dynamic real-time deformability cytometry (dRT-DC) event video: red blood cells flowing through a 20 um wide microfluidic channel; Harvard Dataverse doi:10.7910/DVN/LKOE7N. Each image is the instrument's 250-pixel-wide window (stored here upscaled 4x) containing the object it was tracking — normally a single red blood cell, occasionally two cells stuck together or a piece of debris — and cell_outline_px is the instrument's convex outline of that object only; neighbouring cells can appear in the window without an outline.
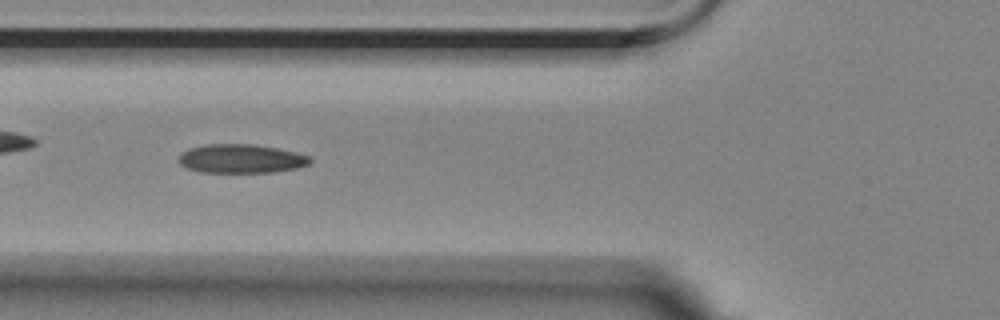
{"species": "Egyptian fruit bat (a non-hibernating species)", "species_latin": "Rousettus aegyptiacus", "temperature_condition": "room temperature", "stored_images_in_passage": 48, "camera_frame_rate_fps": 3000, "um_per_image_px": 0.085, "animal": {"sex": "female"}, "frame": {"image": 1, "passage_image": 12, "time_ms": 3.667, "image_size_px": [1000, 320], "cell_outline_px": [[312, 160], [308, 164], [296, 168], [272, 172], [200, 172], [188, 168], [180, 164], [176, 160], [180, 152], [188, 148], [204, 144], [252, 144], [276, 148], [296, 152], [308, 156]], "centroid_in_image_um": [20.42, 13.48], "position_along_channel_um": 105.4, "area_um2": 22.14}}
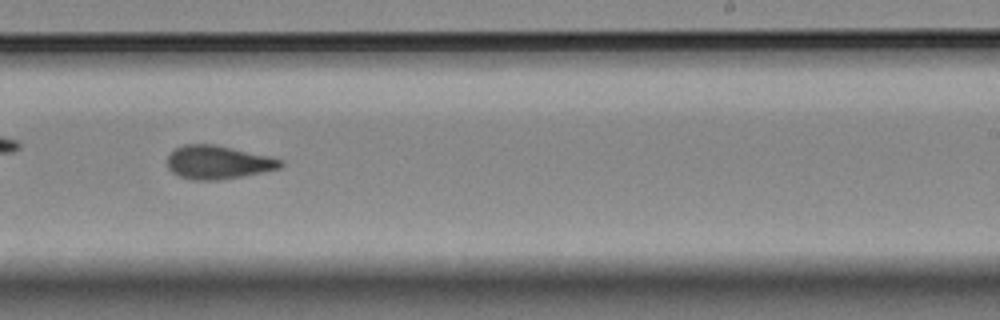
{"frame": {"image": 2, "passage_image": 26, "time_ms": 8.333, "image_size_px": [1000, 320], "cell_outline_px": [[284, 164], [280, 168], [240, 176], [216, 180], [192, 180], [180, 176], [172, 172], [168, 168], [168, 156], [176, 148], [184, 144], [216, 144], [272, 156], [284, 160]], "centroid_in_image_um": [18.56, 13.78], "position_along_channel_um": 270.4, "area_um2": 22.08}}
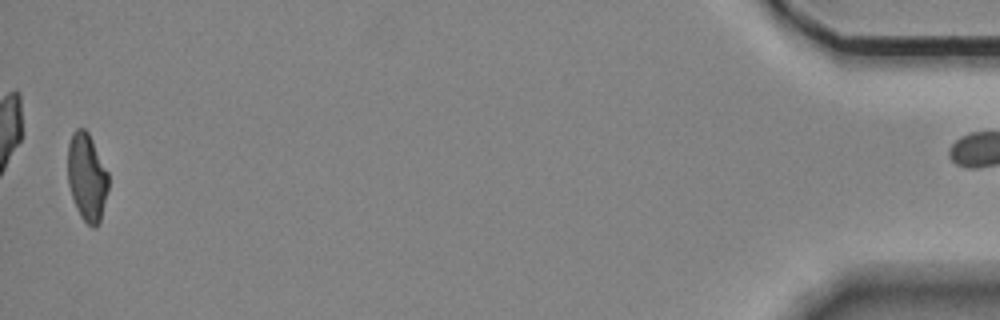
{"frame": {"image": 3, "passage_image": 47, "time_ms": 15.333, "image_size_px": [1000, 320], "cell_outline_px": [[108, 188], [100, 220], [96, 228], [92, 228], [80, 216], [76, 208], [68, 184], [68, 144], [72, 132], [76, 128], [84, 128], [88, 132], [108, 172]], "centroid_in_image_um": [7.38, 15.05], "position_along_channel_um": 427.8, "area_um2": 20.69}}